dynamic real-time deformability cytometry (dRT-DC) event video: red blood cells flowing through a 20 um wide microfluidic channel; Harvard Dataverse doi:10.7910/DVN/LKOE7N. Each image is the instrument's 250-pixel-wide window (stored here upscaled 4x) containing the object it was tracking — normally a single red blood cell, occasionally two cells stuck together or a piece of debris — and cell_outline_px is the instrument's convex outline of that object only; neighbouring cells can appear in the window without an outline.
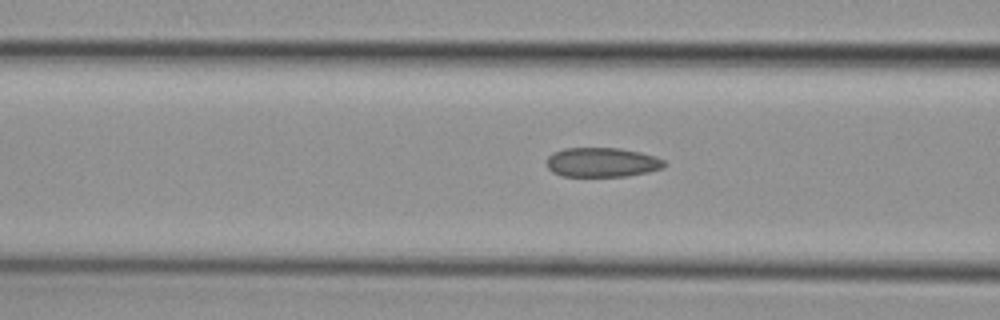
{"species": "common noctule bat (a hibernating species)", "species_latin": "Nyctalus noctula", "temperature_condition": "cold", "stored_images_in_passage": 35, "camera_frame_rate_fps": 3000, "um_per_image_px": 0.085, "animal": {"sex": "female", "body_mass_g": 29.2, "forearm_length_mm": 56.3}, "frame": {"image": 1, "passage_image": 13, "time_ms": 4.0, "image_size_px": [1000, 320], "cell_outline_px": [[668, 164], [664, 168], [648, 172], [628, 176], [560, 176], [552, 172], [548, 168], [548, 156], [552, 152], [564, 148], [620, 148], [640, 152], [656, 156], [664, 160]], "centroid_in_image_um": [51.2, 13.8], "position_along_channel_um": 115.4, "area_um2": 20.4}}
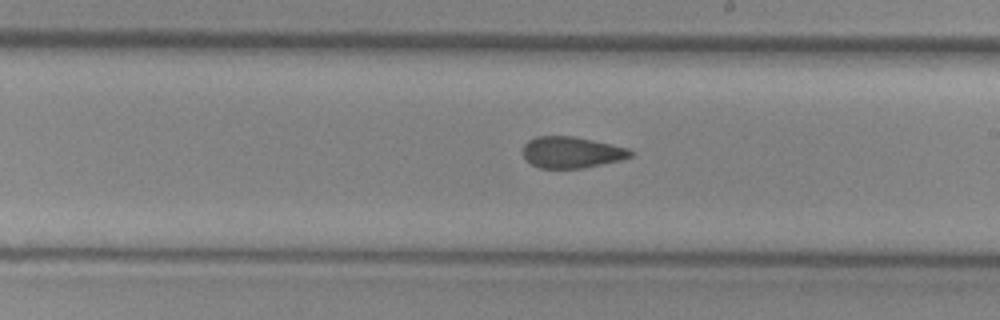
{"frame": {"image": 2, "passage_image": 23, "time_ms": 7.333, "image_size_px": [1000, 320], "cell_outline_px": [[632, 156], [620, 160], [584, 168], [540, 168], [532, 164], [524, 156], [524, 144], [528, 140], [536, 136], [572, 136], [592, 140], [628, 148], [632, 152]], "centroid_in_image_um": [48.58, 12.94], "position_along_channel_um": 240.4, "area_um2": 19.42}}
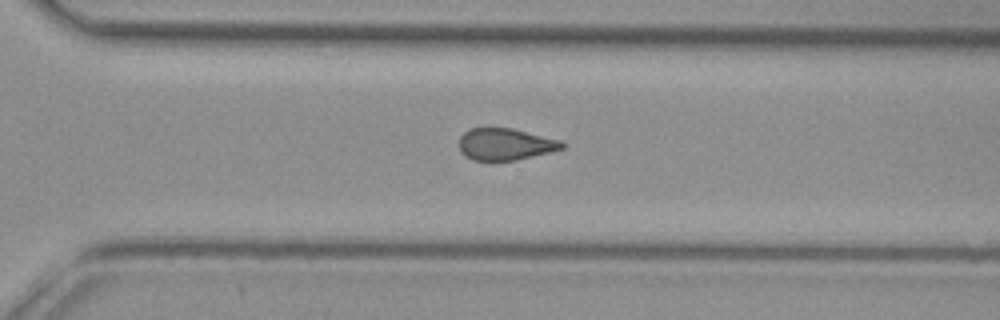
{"frame": {"image": 3, "passage_image": 30, "time_ms": 9.667, "image_size_px": [1000, 320], "cell_outline_px": [[568, 144], [564, 148], [552, 152], [516, 160], [472, 160], [464, 156], [460, 152], [460, 136], [468, 128], [484, 124], [492, 124], [512, 128], [560, 140]], "centroid_in_image_um": [42.92, 12.2], "position_along_channel_um": 327.7, "area_um2": 20.0}}